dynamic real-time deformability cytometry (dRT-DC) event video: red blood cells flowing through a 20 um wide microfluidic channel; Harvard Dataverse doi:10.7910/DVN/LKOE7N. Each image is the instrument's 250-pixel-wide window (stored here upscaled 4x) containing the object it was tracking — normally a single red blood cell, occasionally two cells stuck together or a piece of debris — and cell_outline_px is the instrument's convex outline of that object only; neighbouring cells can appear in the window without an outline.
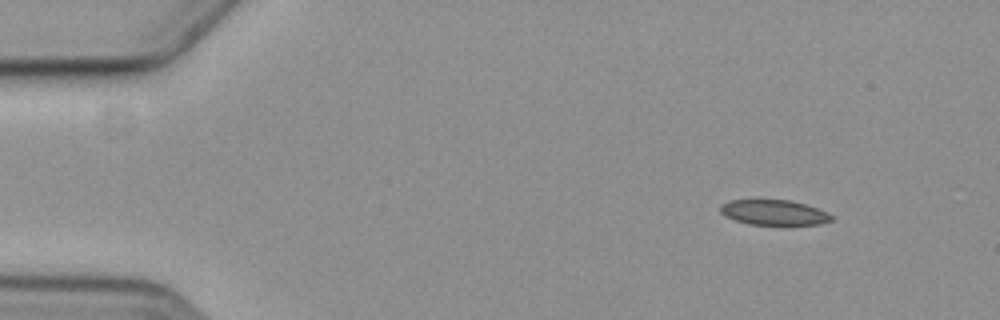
{"species": "common noctule bat (a hibernating species)", "species_latin": "Nyctalus noctula", "temperature_condition": "cold", "stored_images_in_passage": 1, "camera_frame_rate_fps": 3000, "um_per_image_px": 0.085, "animal": {"sex": "female", "body_mass_g": 19.3, "forearm_length_mm": 54.1}, "frame": {"image": 1, "passage_image": 1, "time_ms": 0.0, "image_size_px": [1000, 320], "cell_outline_px": [[832, 220], [820, 224], [748, 224], [724, 216], [720, 212], [720, 204], [732, 200], [792, 200], [828, 212], [832, 216]], "centroid_in_image_um": [65.76, 18.05], "position_along_channel_um": 19.2, "area_um2": 16.13}}